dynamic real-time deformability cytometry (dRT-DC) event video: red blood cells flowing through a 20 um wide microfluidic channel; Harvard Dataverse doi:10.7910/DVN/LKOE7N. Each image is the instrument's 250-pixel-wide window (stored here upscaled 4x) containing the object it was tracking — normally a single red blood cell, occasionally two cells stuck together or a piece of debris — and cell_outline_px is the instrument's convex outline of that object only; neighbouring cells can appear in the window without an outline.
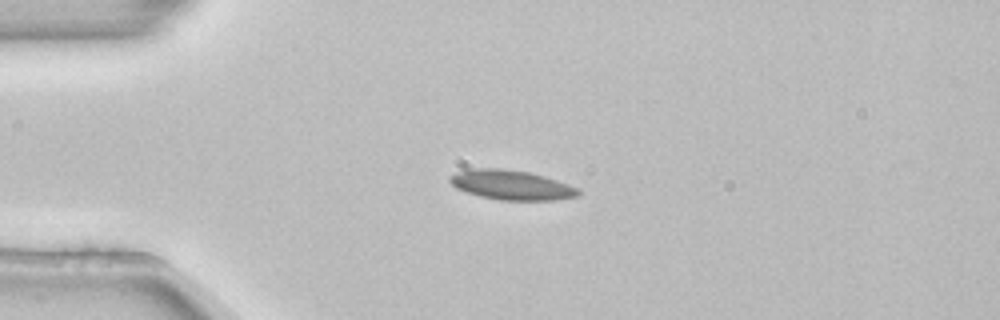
{"species": "common noctule bat (a hibernating species)", "species_latin": "Nyctalus noctula", "temperature_condition": "room temperature", "stored_images_in_passage": 3, "camera_frame_rate_fps": 3000, "um_per_image_px": 0.085, "animal": {"sex": "female", "body_mass_g": 22.7, "forearm_length_mm": 54.2}, "frame": {"image": 1, "passage_image": 3, "time_ms": 0.667, "image_size_px": [1000, 320], "cell_outline_px": [[580, 196], [552, 200], [500, 200], [480, 196], [456, 188], [448, 180], [448, 176], [456, 172], [476, 168], [500, 168], [528, 172], [544, 176], [568, 184], [576, 188], [580, 192]], "centroid_in_image_um": [43.45, 15.72], "position_along_channel_um": 41.6, "area_um2": 22.02}}